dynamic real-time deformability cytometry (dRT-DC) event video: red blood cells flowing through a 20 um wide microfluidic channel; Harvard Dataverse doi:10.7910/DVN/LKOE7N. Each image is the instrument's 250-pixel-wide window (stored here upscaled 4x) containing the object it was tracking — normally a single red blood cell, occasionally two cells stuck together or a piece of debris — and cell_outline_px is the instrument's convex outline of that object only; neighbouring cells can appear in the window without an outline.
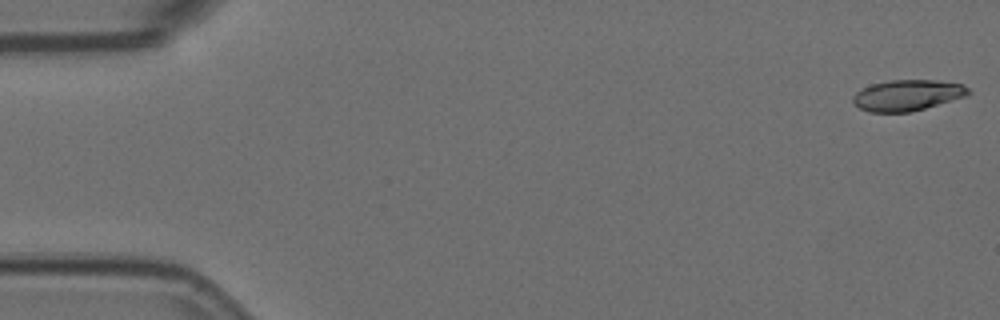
{"species": "Egyptian fruit bat (a non-hibernating species)", "species_latin": "Rousettus aegyptiacus", "temperature_condition": "room temperature", "stored_images_in_passage": 4, "camera_frame_rate_fps": 3000, "um_per_image_px": 0.085, "animal": {"sex": "female"}, "frame": {"image": 1, "passage_image": 1, "time_ms": 0.0, "image_size_px": [1000, 320], "cell_outline_px": [[972, 92], [968, 96], [924, 108], [908, 112], [868, 112], [852, 104], [852, 96], [860, 88], [872, 84], [892, 80], [936, 80], [964, 84]], "centroid_in_image_um": [77.12, 8.09], "position_along_channel_um": 7.9, "area_um2": 20.98}}